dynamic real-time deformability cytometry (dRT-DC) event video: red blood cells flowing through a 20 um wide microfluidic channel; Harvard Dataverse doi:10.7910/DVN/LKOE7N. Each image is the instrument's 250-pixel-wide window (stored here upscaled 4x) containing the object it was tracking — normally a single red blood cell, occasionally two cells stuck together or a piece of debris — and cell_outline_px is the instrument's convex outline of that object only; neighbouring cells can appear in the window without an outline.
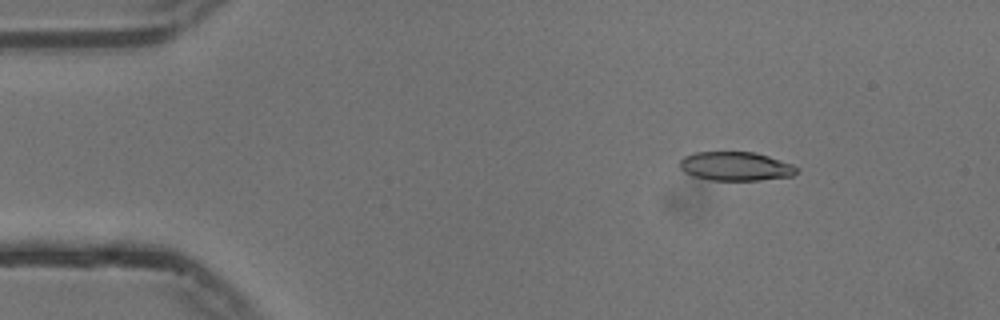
{"species": "common noctule bat (a hibernating species)", "species_latin": "Nyctalus noctula", "temperature_condition": "cold", "stored_images_in_passage": 48, "camera_frame_rate_fps": 3000, "um_per_image_px": 0.085, "animal": {"sex": "male", "body_mass_g": 13.3}, "frame": {"image": 1, "passage_image": 1, "time_ms": 0.0, "image_size_px": [1000, 320], "cell_outline_px": [[800, 172], [792, 176], [760, 180], [708, 180], [692, 176], [684, 172], [680, 168], [680, 160], [684, 156], [696, 152], [756, 152], [792, 164], [800, 168]], "centroid_in_image_um": [62.55, 14.14], "position_along_channel_um": 22.5, "area_um2": 19.88}}
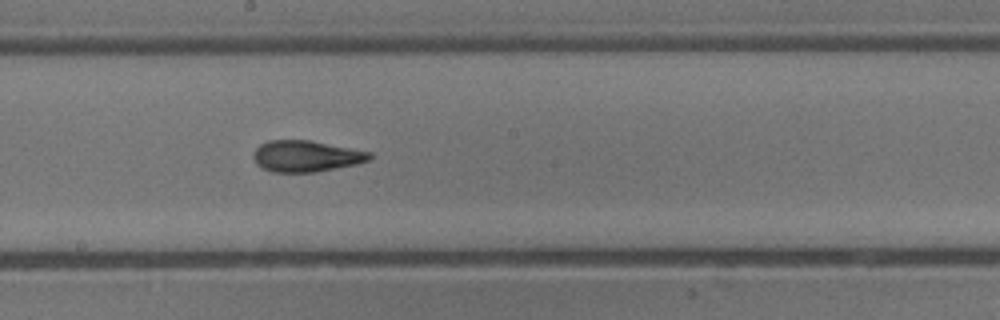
{"frame": {"image": 2, "passage_image": 23, "time_ms": 7.333, "image_size_px": [1000, 320], "cell_outline_px": [[372, 160], [356, 164], [316, 172], [272, 172], [260, 168], [256, 164], [252, 156], [252, 152], [260, 144], [268, 140], [308, 140], [372, 152]], "centroid_in_image_um": [25.99, 13.28], "position_along_channel_um": 222.2, "area_um2": 21.39}}
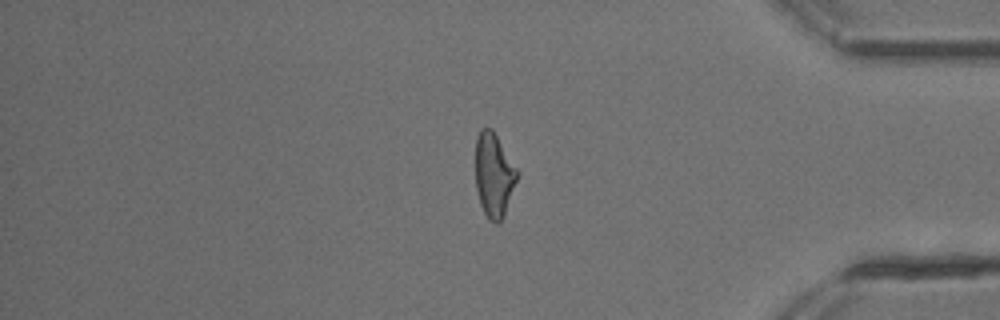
{"frame": {"image": 3, "passage_image": 39, "time_ms": 12.667, "image_size_px": [1000, 320], "cell_outline_px": [[520, 172], [504, 216], [496, 224], [488, 220], [480, 204], [476, 188], [476, 136], [480, 128], [492, 128]], "centroid_in_image_um": [41.99, 14.86], "position_along_channel_um": 393.2, "area_um2": 20.63}, "authors_computed_cell_mechanics": {"area_um2": 20.9814, "velocity_mm_per_s": 3.7564, "shape_relaxation_time_tau1_ms": 4.6789, "shape_relaxation_time_tau2_ms": 1.8799, "deformation_change_tau1": 0.1937, "deformation_change_tau2": 0.1079}}